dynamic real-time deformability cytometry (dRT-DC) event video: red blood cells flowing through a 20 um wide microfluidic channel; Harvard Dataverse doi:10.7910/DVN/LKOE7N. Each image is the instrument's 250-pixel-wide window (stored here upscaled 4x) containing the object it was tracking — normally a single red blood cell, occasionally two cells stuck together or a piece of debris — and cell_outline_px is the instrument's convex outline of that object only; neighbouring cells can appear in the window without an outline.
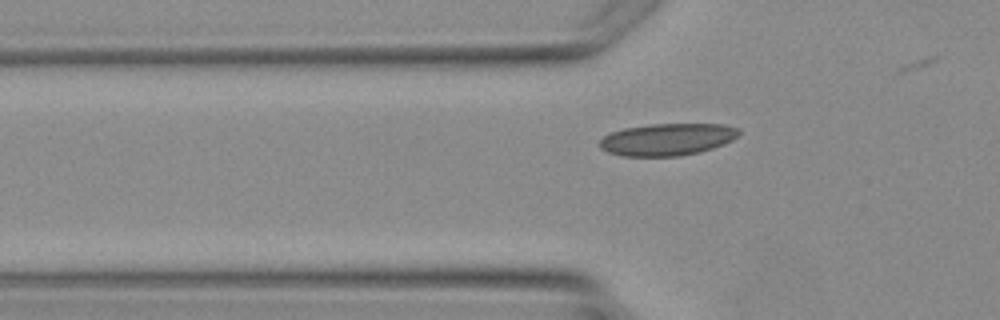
{"species": "Egyptian fruit bat (a non-hibernating species)", "species_latin": "Rousettus aegyptiacus", "temperature_condition": "warm", "stored_images_in_passage": 3, "camera_frame_rate_fps": 3000, "um_per_image_px": 0.085, "animal": {"sex": "female"}, "frame": {"image": 1, "passage_image": 2, "time_ms": 2.333, "image_size_px": [1000, 320], "cell_outline_px": [[740, 132], [732, 140], [724, 144], [700, 152], [680, 156], [620, 156], [608, 152], [600, 148], [600, 140], [604, 136], [612, 132], [624, 128], [652, 124], [724, 124], [740, 128]], "centroid_in_image_um": [56.73, 11.85], "position_along_channel_um": 69.1, "area_um2": 26.07}}
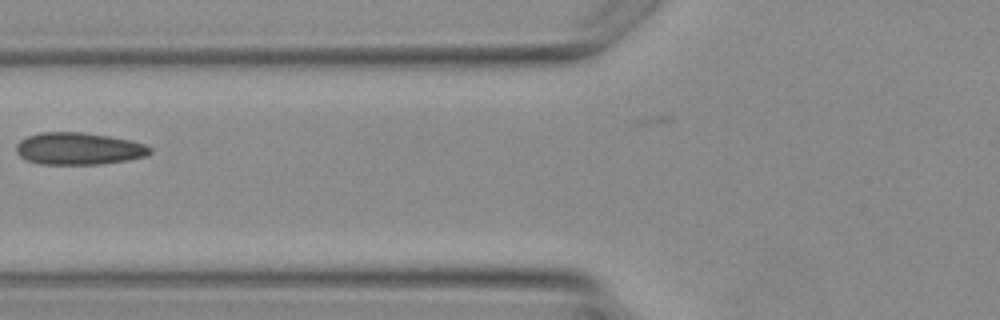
{"frame": {"image": 2, "passage_image": 3, "time_ms": 3.333, "image_size_px": [1000, 320], "cell_outline_px": [[152, 152], [144, 156], [128, 160], [100, 164], [40, 164], [28, 160], [20, 156], [16, 152], [16, 144], [20, 140], [28, 136], [40, 132], [84, 132], [108, 136], [128, 140], [144, 144], [152, 148]], "centroid_in_image_um": [6.67, 12.63], "position_along_channel_um": 119.1, "area_um2": 24.97}}